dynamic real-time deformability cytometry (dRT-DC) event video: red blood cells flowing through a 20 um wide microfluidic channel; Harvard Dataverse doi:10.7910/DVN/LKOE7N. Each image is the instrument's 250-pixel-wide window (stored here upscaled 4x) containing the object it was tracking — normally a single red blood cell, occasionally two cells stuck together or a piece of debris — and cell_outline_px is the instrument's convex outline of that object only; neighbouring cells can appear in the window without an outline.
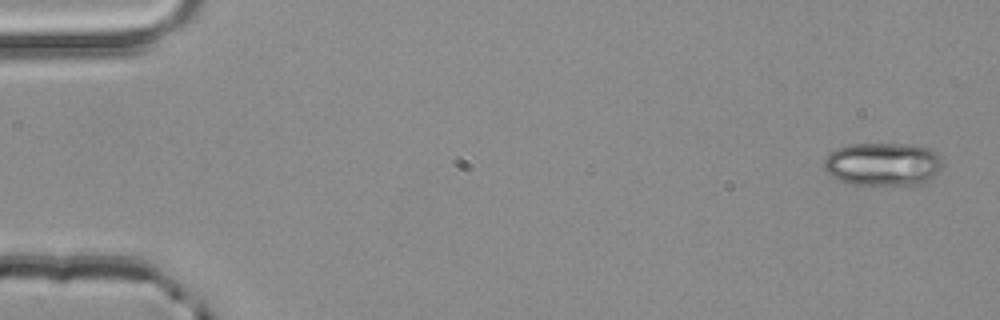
{"species": "common noctule bat (a hibernating species)", "species_latin": "Nyctalus noctula", "temperature_condition": "room temperature", "stored_images_in_passage": 4, "camera_frame_rate_fps": 3000, "um_per_image_px": 0.085, "animal": {"sex": "male", "body_mass_g": 20.4}, "frame": {"image": 1, "passage_image": 1, "time_ms": 0.0, "image_size_px": [1000, 320], "cell_outline_px": [[940, 172], [928, 180], [920, 184], [852, 184], [840, 180], [824, 172], [824, 156], [828, 152], [836, 148], [852, 144], [912, 144], [932, 148], [940, 156]], "centroid_in_image_um": [75.02, 13.93], "position_along_channel_um": 10.0, "area_um2": 30.0}}